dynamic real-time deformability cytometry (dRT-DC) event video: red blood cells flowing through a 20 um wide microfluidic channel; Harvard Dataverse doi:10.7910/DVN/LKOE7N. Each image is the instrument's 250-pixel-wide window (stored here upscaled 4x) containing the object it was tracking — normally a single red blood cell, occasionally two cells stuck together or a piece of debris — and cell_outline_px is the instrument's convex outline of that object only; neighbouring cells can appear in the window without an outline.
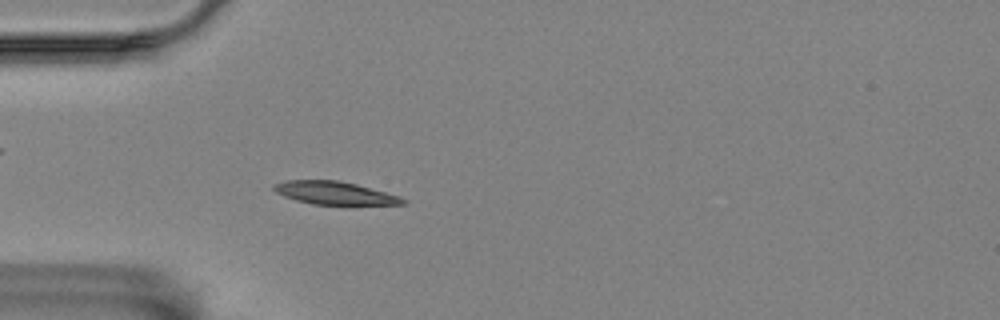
{"species": "Egyptian fruit bat (a non-hibernating species)", "species_latin": "Rousettus aegyptiacus", "temperature_condition": "room temperature", "stored_images_in_passage": 5, "camera_frame_rate_fps": 3000, "um_per_image_px": 0.085, "animal": {"sex": "female"}, "frame": {"image": 1, "passage_image": 5, "time_ms": 4.333, "image_size_px": [1000, 320], "cell_outline_px": [[408, 204], [312, 204], [296, 200], [284, 196], [276, 192], [272, 188], [272, 184], [288, 180], [340, 180], [356, 184], [400, 196], [408, 200]], "centroid_in_image_um": [28.44, 16.4], "position_along_channel_um": 56.6, "area_um2": 17.17}}